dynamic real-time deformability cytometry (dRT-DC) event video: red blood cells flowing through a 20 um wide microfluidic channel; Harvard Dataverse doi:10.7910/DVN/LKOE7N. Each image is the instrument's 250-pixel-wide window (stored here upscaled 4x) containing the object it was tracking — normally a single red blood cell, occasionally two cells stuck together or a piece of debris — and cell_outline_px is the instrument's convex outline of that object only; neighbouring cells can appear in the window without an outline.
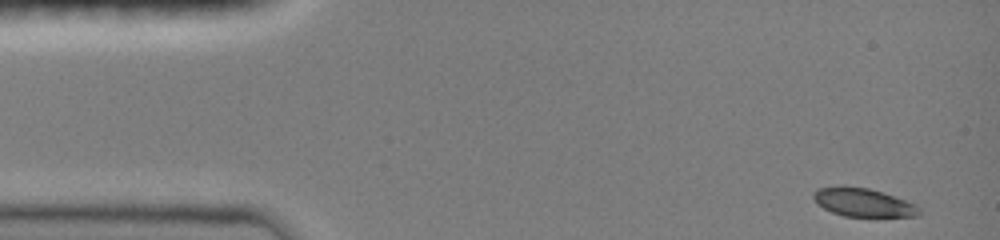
{"species": "common noctule bat (a hibernating species)", "species_latin": "Nyctalus noctula", "temperature_condition": "room temperature", "stored_images_in_passage": 37, "camera_frame_rate_fps": 3000, "um_per_image_px": 0.085, "animal": {"sex": "female", "body_mass_g": 19.0, "forearm_length_mm": 51.5}, "frame": {"image": 1, "passage_image": 1, "time_ms": 0.0, "image_size_px": [1000, 240], "cell_outline_px": [[920, 216], [844, 216], [832, 212], [816, 204], [812, 196], [812, 192], [816, 188], [840, 184], [868, 188], [916, 204], [920, 208]], "centroid_in_image_um": [73.29, 17.18], "position_along_channel_um": 11.7, "area_um2": 17.69}}
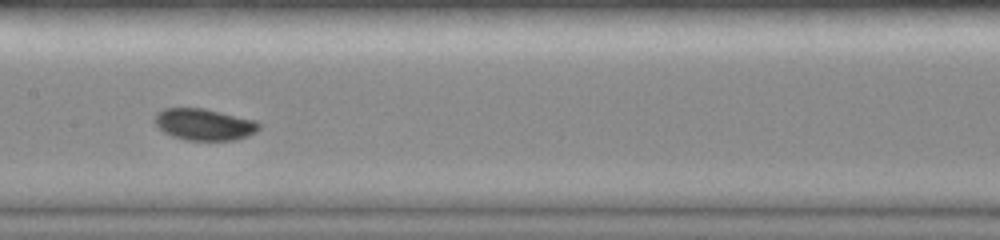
{"frame": {"image": 2, "passage_image": 19, "time_ms": 7.0, "image_size_px": [1000, 240], "cell_outline_px": [[260, 128], [256, 132], [248, 136], [236, 140], [188, 140], [172, 136], [164, 132], [152, 120], [156, 112], [164, 108], [204, 108], [256, 120], [260, 124]], "centroid_in_image_um": [17.35, 10.57], "position_along_channel_um": 190.0, "area_um2": 19.36}}
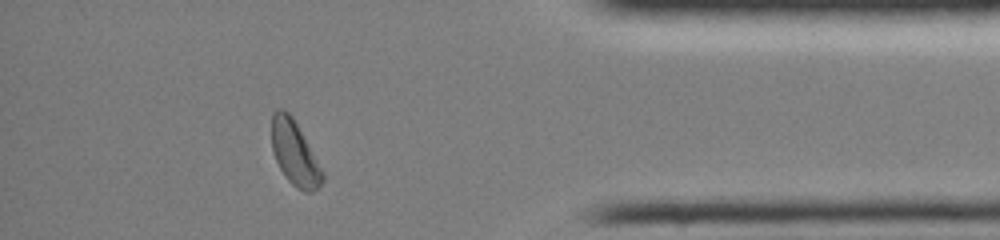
{"frame": {"image": 3, "passage_image": 33, "time_ms": 13.0, "image_size_px": [1000, 240], "cell_outline_px": [[324, 180], [312, 192], [304, 192], [296, 188], [288, 180], [280, 168], [276, 160], [272, 148], [272, 112], [276, 108], [284, 108], [292, 116], [324, 172]], "centroid_in_image_um": [25.04, 13.01], "position_along_channel_um": 410.2, "area_um2": 18.9}, "authors_computed_cell_mechanics": {"area_um2": 18.7272, "velocity_mm_per_s": 4.0183, "shape_relaxation_time_tau1_ms": 3.7818, "shape_relaxation_time_tau2_ms": null, "deformation_change_tau1": 0.0865, "deformation_change_tau2": null}}